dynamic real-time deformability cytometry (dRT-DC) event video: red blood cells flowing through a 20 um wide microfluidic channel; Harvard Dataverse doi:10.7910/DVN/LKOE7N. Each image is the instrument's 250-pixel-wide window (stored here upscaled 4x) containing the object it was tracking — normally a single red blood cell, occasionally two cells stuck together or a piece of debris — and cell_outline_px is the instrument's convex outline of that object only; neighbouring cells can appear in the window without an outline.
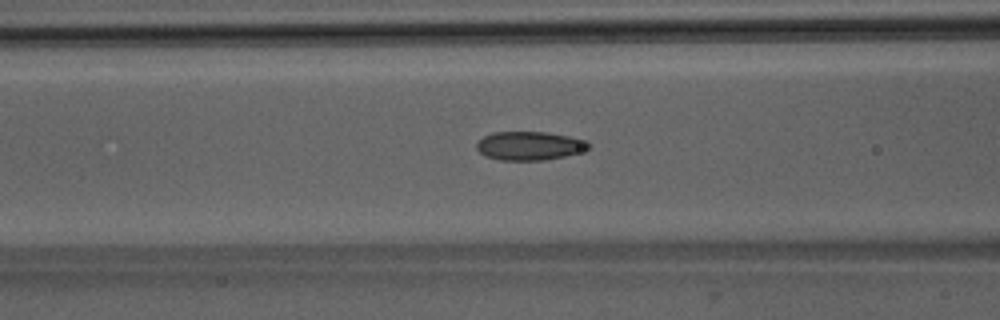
{"species": "Egyptian fruit bat (a non-hibernating species)", "species_latin": "Rousettus aegyptiacus", "temperature_condition": "room temperature", "stored_images_in_passage": 40, "camera_frame_rate_fps": 3000, "um_per_image_px": 0.085, "animal": {"sex": "male"}, "frame": {"image": 1, "passage_image": 10, "time_ms": 3.0, "image_size_px": [1000, 320], "cell_outline_px": [[592, 148], [564, 156], [544, 160], [500, 160], [484, 156], [476, 148], [476, 144], [484, 136], [492, 132], [548, 132], [588, 140], [592, 144]], "centroid_in_image_um": [45.04, 12.39], "position_along_channel_um": 121.6, "area_um2": 18.84}}
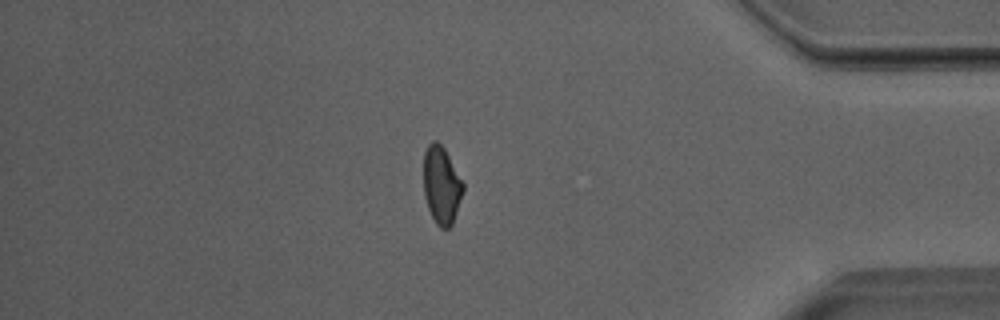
{"frame": {"image": 2, "passage_image": 33, "time_ms": 10.667, "image_size_px": [1000, 320], "cell_outline_px": [[464, 192], [452, 224], [448, 228], [440, 228], [436, 224], [428, 208], [424, 196], [424, 152], [428, 144], [432, 140], [436, 140], [444, 148], [464, 184]], "centroid_in_image_um": [37.53, 15.74], "position_along_channel_um": 397.7, "area_um2": 17.86}}
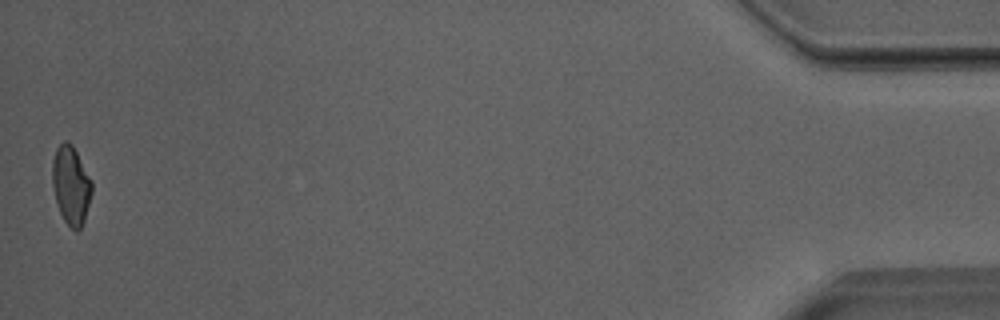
{"frame": {"image": 3, "passage_image": 40, "time_ms": 13.0, "image_size_px": [1000, 320], "cell_outline_px": [[92, 192], [84, 220], [80, 228], [76, 232], [64, 220], [60, 212], [56, 200], [52, 184], [52, 160], [56, 148], [64, 140], [68, 140], [72, 144], [92, 180]], "centroid_in_image_um": [6.03, 15.71], "position_along_channel_um": 429.2, "area_um2": 18.03}, "authors_computed_cell_mechanics": {"area_um2": 18.5538, "velocity_mm_per_s": 4.0228, "shape_relaxation_time_tau1_ms": 8.7031, "shape_relaxation_time_tau2_ms": 1.8597, "deformation_change_tau1": 0.1984, "deformation_change_tau2": 0.0689}}